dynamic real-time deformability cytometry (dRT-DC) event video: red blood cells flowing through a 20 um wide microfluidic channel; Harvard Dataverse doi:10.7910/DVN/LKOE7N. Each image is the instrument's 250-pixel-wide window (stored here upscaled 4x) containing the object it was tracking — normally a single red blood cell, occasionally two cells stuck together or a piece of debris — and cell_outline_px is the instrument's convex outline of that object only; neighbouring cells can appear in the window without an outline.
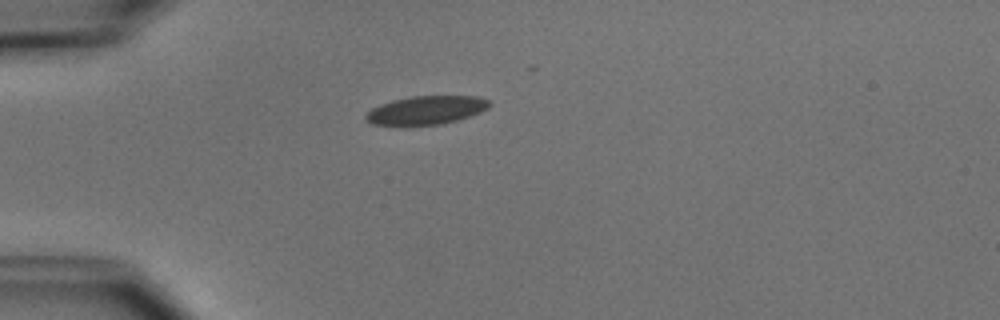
{"species": "common noctule bat (a hibernating species)", "species_latin": "Nyctalus noctula", "temperature_condition": "cold", "stored_images_in_passage": 1, "camera_frame_rate_fps": 3000, "um_per_image_px": 0.085, "animal": {"sex": "male", "body_mass_g": 15.6}, "frame": {"image": 1, "passage_image": 1, "time_ms": 0.0, "image_size_px": [1000, 320], "cell_outline_px": [[492, 104], [488, 108], [480, 112], [444, 124], [404, 128], [400, 128], [372, 124], [364, 120], [364, 116], [372, 108], [380, 104], [392, 100], [412, 96], [480, 96], [488, 100]], "centroid_in_image_um": [36.15, 9.41], "position_along_channel_um": 48.9, "area_um2": 21.39}}